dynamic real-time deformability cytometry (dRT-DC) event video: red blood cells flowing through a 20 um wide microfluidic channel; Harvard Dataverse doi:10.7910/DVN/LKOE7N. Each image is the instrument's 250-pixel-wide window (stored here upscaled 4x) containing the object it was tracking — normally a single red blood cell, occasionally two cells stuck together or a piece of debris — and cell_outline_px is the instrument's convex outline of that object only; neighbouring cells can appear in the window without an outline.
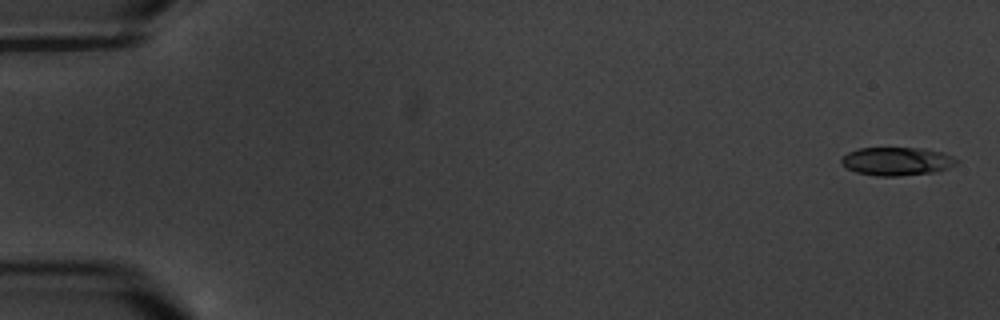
{"species": "common noctule bat (a hibernating species)", "species_latin": "Nyctalus noctula", "temperature_condition": "warm", "stored_images_in_passage": 6, "camera_frame_rate_fps": 3000, "um_per_image_px": 0.085, "animal": {"sex": "male", "body_mass_g": 20.1, "forearm_length_mm": 53.5}, "frame": {"image": 1, "passage_image": 1, "time_ms": 0.0, "image_size_px": [1000, 320], "cell_outline_px": [[960, 160], [956, 164], [948, 168], [932, 172], [900, 176], [876, 176], [856, 172], [840, 164], [840, 160], [848, 152], [860, 148], [924, 148], [940, 152], [952, 156]], "centroid_in_image_um": [76.22, 13.71], "position_along_channel_um": 8.8, "area_um2": 18.96}}
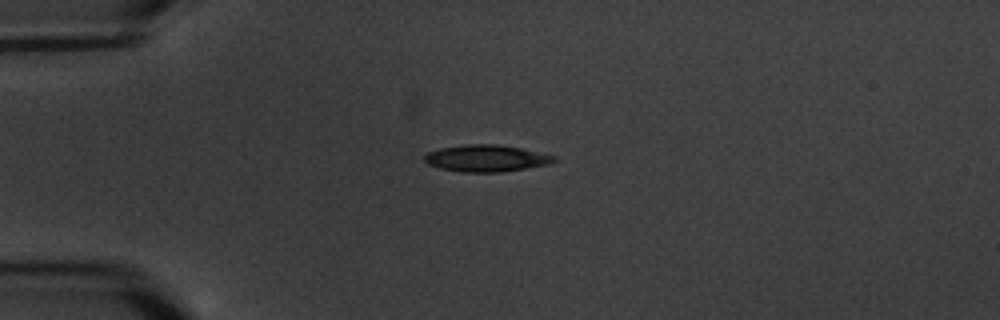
{"frame": {"image": 2, "passage_image": 5, "time_ms": 4.667, "image_size_px": [1000, 320], "cell_outline_px": [[556, 160], [548, 164], [500, 172], [464, 172], [440, 168], [428, 164], [424, 160], [424, 156], [428, 152], [440, 148], [464, 144], [496, 144], [520, 148], [556, 156]], "centroid_in_image_um": [41.3, 13.45], "position_along_channel_um": 43.7, "area_um2": 20.0}}